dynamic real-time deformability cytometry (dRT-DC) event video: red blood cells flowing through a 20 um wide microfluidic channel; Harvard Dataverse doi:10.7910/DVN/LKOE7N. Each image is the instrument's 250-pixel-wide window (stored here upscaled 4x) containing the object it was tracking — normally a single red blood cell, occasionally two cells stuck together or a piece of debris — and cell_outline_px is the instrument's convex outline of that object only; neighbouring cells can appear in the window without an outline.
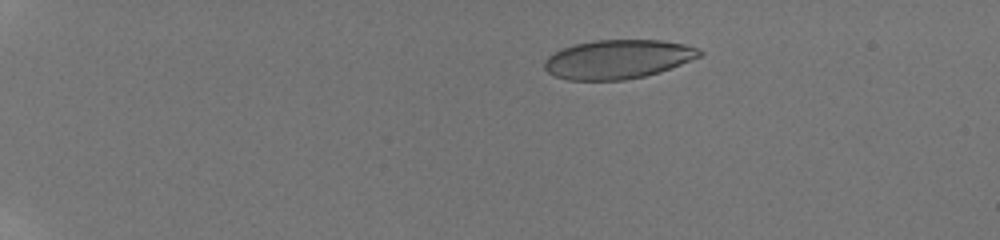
{"species": "human", "species_latin": "Homo sapiens", "temperature_condition": "room temperature", "stored_images_in_passage": 14, "camera_frame_rate_fps": 3000, "um_per_image_px": 0.085, "donor": {"sex": "male"}, "frame": {"image": 1, "passage_image": 6, "time_ms": 4.0, "image_size_px": [1000, 240], "cell_outline_px": [[704, 52], [700, 56], [660, 72], [644, 76], [624, 80], [568, 80], [556, 76], [548, 72], [544, 68], [544, 60], [548, 56], [564, 48], [576, 44], [592, 40], [660, 40], [684, 44], [700, 48]], "centroid_in_image_um": [52.53, 5.03], "position_along_channel_um": 32.5, "area_um2": 35.08}}
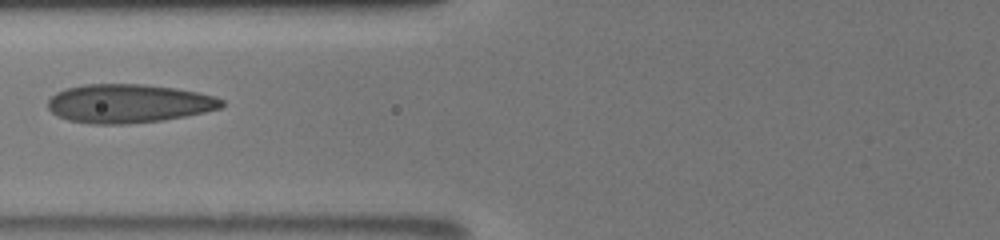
{"frame": {"image": 2, "passage_image": 12, "time_ms": 9.0, "image_size_px": [1000, 240], "cell_outline_px": [[224, 104], [220, 108], [204, 112], [164, 120], [128, 124], [88, 124], [68, 120], [56, 116], [48, 108], [48, 100], [56, 92], [68, 88], [84, 84], [144, 84], [176, 88], [216, 96], [224, 100]], "centroid_in_image_um": [10.92, 8.8], "position_along_channel_um": 114.9, "area_um2": 39.36}}
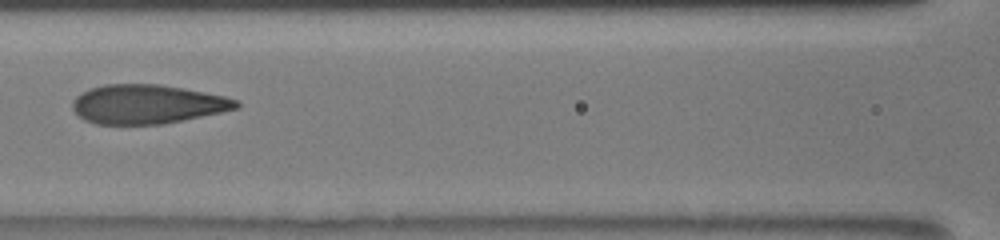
{"frame": {"image": 3, "passage_image": 13, "time_ms": 10.0, "image_size_px": [1000, 240], "cell_outline_px": [[240, 108], [164, 124], [96, 124], [84, 120], [72, 108], [72, 100], [80, 92], [88, 88], [104, 84], [160, 84], [184, 88], [224, 96], [236, 100], [240, 104]], "centroid_in_image_um": [12.49, 8.85], "position_along_channel_um": 154.1, "area_um2": 37.45}}